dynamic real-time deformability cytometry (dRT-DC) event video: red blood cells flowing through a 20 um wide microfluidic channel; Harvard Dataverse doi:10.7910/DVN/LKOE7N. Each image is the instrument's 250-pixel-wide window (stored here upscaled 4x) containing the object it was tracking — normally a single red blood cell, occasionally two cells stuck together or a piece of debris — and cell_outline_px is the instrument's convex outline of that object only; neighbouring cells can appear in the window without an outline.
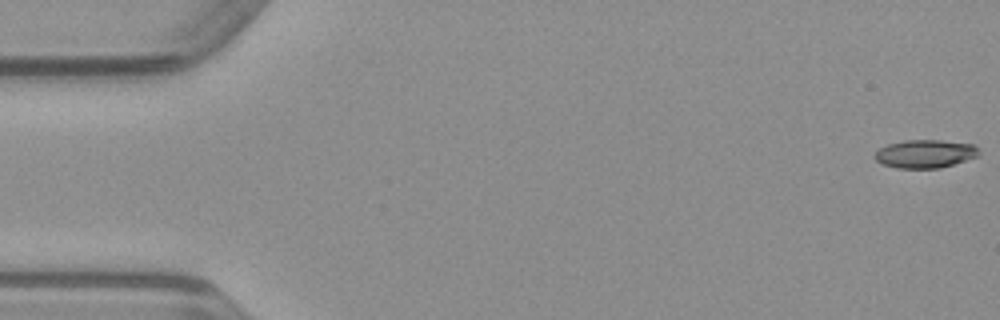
{"species": "common noctule bat (a hibernating species)", "species_latin": "Nyctalus noctula", "temperature_condition": "warm", "stored_images_in_passage": 50, "camera_frame_rate_fps": 3000, "um_per_image_px": 0.085, "animal": {"sex": "male", "body_mass_g": 23.1, "forearm_length_mm": 52.7}, "frame": {"image": 1, "passage_image": 1, "time_ms": 0.0, "image_size_px": [1000, 320], "cell_outline_px": [[980, 152], [976, 156], [940, 168], [896, 168], [884, 164], [876, 160], [872, 156], [880, 148], [888, 144], [904, 140], [940, 140], [972, 144]], "centroid_in_image_um": [78.58, 13.07], "position_along_channel_um": 6.4, "area_um2": 16.88}}
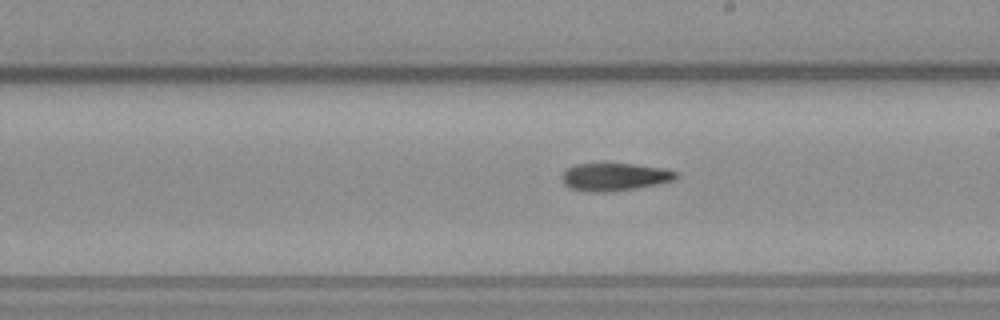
{"frame": {"image": 2, "passage_image": 28, "time_ms": 9.0, "image_size_px": [1000, 320], "cell_outline_px": [[680, 176], [676, 180], [660, 184], [636, 188], [608, 192], [592, 192], [572, 188], [564, 184], [560, 176], [568, 168], [576, 164], [604, 160], [664, 168], [676, 172]], "centroid_in_image_um": [52.25, 14.99], "position_along_channel_um": 236.7, "area_um2": 19.31}}
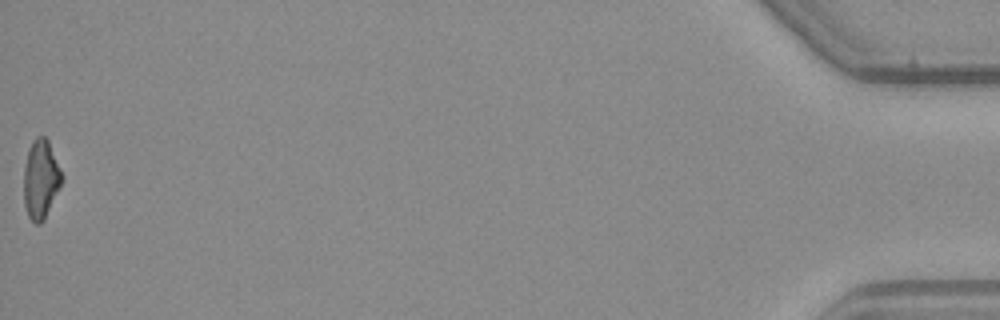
{"frame": {"image": 3, "passage_image": 50, "time_ms": 16.333, "image_size_px": [1000, 320], "cell_outline_px": [[64, 180], [44, 220], [40, 224], [36, 224], [28, 216], [24, 204], [24, 168], [28, 148], [32, 140], [36, 136], [44, 136], [48, 140], [64, 176]], "centroid_in_image_um": [3.48, 15.22], "position_along_channel_um": 431.7, "area_um2": 17.74}}